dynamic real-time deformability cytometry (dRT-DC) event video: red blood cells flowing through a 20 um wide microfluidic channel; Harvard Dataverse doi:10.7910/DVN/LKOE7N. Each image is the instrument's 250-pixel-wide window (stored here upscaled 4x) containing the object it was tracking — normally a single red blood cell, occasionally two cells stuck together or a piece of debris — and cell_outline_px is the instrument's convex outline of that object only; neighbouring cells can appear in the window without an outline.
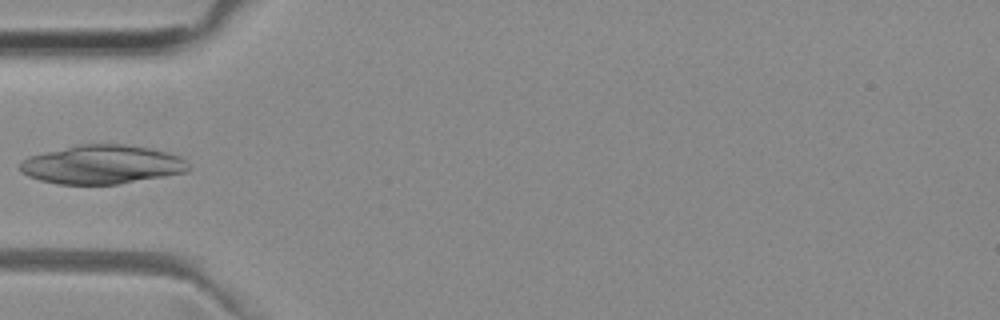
{"species": "common noctule bat (a hibernating species)", "species_latin": "Nyctalus noctula", "temperature_condition": "room temperature", "stored_images_in_passage": 4, "camera_frame_rate_fps": 3000, "um_per_image_px": 0.085, "animal": {"sex": "female", "body_mass_g": 29.2, "forearm_length_mm": 56.3}, "frame": {"image": 1, "passage_image": 4, "time_ms": 1.0, "image_size_px": [1000, 320], "cell_outline_px": [[188, 172], [120, 184], [56, 184], [40, 180], [28, 176], [20, 172], [20, 164], [28, 156], [80, 144], [124, 144], [148, 148], [168, 152], [180, 156], [188, 164]], "centroid_in_image_um": [8.68, 13.99], "position_along_channel_um": 76.3, "area_um2": 38.09}}